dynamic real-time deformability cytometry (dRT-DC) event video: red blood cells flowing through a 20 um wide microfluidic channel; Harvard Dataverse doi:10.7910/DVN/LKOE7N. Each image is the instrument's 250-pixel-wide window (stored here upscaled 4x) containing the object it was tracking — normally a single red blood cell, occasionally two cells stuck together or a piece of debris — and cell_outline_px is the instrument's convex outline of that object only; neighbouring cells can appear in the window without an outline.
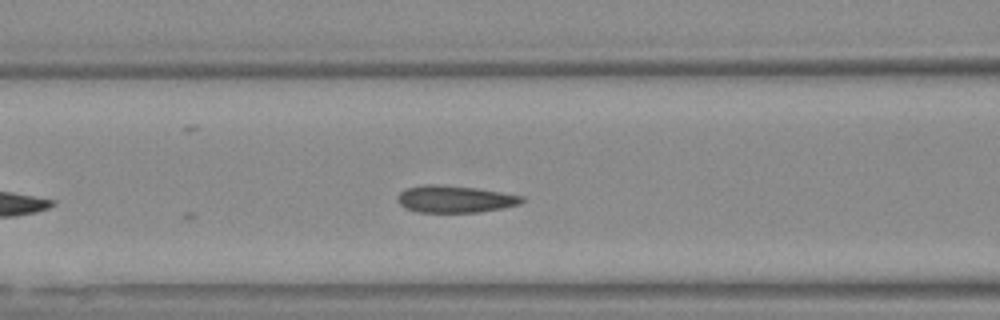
{"species": "Egyptian fruit bat (a non-hibernating species)", "species_latin": "Rousettus aegyptiacus", "temperature_condition": "warm", "stored_images_in_passage": 7, "camera_frame_rate_fps": 3000, "um_per_image_px": 0.085, "animal": {"sex": "female"}, "frame": {"image": 1, "passage_image": 7, "time_ms": 2.0, "image_size_px": [1000, 320], "cell_outline_px": [[524, 200], [520, 204], [480, 212], [416, 212], [404, 208], [396, 200], [396, 196], [404, 188], [424, 184], [440, 184], [476, 188], [524, 196]], "centroid_in_image_um": [38.6, 16.91], "position_along_channel_um": 128.0, "area_um2": 19.77}}